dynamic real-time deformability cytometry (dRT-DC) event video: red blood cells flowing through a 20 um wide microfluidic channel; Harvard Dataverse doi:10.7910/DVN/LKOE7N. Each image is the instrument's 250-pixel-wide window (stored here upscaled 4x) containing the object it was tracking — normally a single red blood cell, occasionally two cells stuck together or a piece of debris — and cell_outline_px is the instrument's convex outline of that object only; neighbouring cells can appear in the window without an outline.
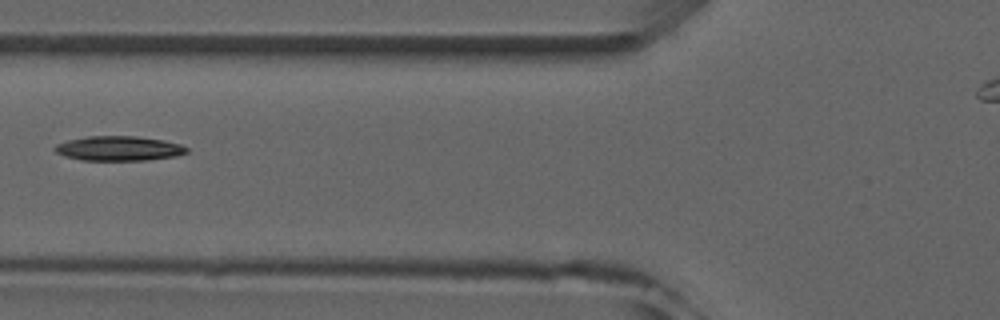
{"species": "common noctule bat (a hibernating species)", "species_latin": "Nyctalus noctula", "temperature_condition": "room temperature", "stored_images_in_passage": 6, "camera_frame_rate_fps": 3000, "um_per_image_px": 0.085, "animal": {"sex": "male", "forearm_length_mm": 52.5}, "frame": {"image": 1, "passage_image": 5, "time_ms": 5.667, "image_size_px": [1000, 320], "cell_outline_px": [[188, 152], [176, 156], [144, 160], [80, 160], [64, 156], [56, 152], [52, 148], [56, 144], [68, 140], [88, 136], [136, 136], [164, 140], [180, 144], [188, 148]], "centroid_in_image_um": [10.08, 12.61], "position_along_channel_um": 115.7, "area_um2": 18.96}}